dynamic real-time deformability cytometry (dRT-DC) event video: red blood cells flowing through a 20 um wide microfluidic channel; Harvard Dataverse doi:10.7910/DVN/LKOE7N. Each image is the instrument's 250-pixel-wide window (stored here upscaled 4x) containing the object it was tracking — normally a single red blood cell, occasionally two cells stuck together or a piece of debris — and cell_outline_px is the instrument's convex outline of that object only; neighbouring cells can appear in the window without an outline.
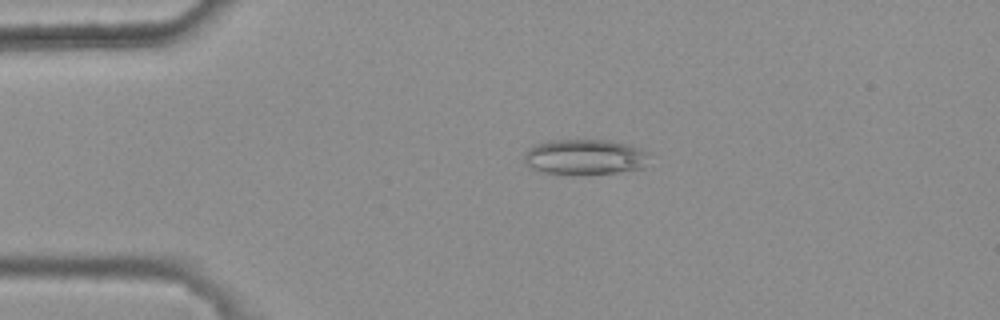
{"species": "common noctule bat (a hibernating species)", "species_latin": "Nyctalus noctula", "temperature_condition": "warm", "stored_images_in_passage": 4, "camera_frame_rate_fps": 3000, "um_per_image_px": 0.085, "animal": {"sex": "female", "body_mass_g": 25.1}, "frame": {"image": 1, "passage_image": 3, "time_ms": 0.667, "image_size_px": [1000, 320], "cell_outline_px": [[648, 152], [644, 168], [616, 172], [548, 172], [528, 168], [524, 160], [524, 156], [528, 148], [536, 144], [548, 140], [612, 140], [628, 144], [640, 148]], "centroid_in_image_um": [49.7, 13.3], "position_along_channel_um": 35.3, "area_um2": 25.2}}